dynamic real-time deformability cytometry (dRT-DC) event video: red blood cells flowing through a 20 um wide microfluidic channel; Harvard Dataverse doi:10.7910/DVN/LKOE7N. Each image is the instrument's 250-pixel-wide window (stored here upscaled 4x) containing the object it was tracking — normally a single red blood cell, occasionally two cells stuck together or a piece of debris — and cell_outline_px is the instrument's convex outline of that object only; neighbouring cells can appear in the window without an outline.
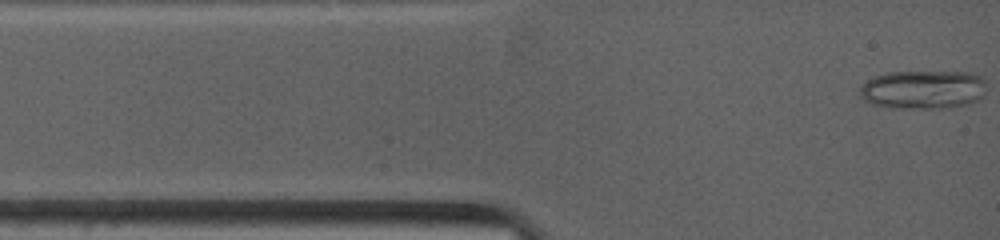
{"species": "common noctule bat (a hibernating species)", "species_latin": "Nyctalus noctula", "temperature_condition": "warm", "stored_images_in_passage": 10, "camera_frame_rate_fps": 4500, "um_per_image_px": 0.085, "animal": {"sex": "female", "body_mass_g": 19.0, "forearm_length_mm": 53.3}, "frame": {"image": 1, "passage_image": 1, "time_ms": 0.0, "image_size_px": [1000, 240], "cell_outline_px": [[984, 96], [976, 100], [964, 104], [948, 108], [892, 108], [872, 104], [864, 100], [860, 96], [860, 88], [868, 80], [876, 76], [888, 72], [968, 72], [980, 76], [984, 80]], "centroid_in_image_um": [78.45, 7.62], "position_along_channel_um": 6.5, "area_um2": 28.44}}
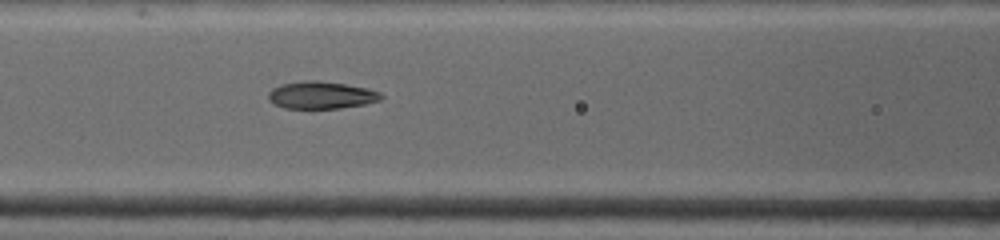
{"frame": {"image": 2, "passage_image": 10, "time_ms": 4.444, "image_size_px": [1000, 240], "cell_outline_px": [[384, 96], [380, 100], [364, 104], [340, 108], [284, 108], [268, 100], [268, 92], [272, 88], [280, 84], [304, 80], [320, 80], [368, 88], [380, 92]], "centroid_in_image_um": [27.29, 8.07], "position_along_channel_um": 139.3, "area_um2": 18.03}}